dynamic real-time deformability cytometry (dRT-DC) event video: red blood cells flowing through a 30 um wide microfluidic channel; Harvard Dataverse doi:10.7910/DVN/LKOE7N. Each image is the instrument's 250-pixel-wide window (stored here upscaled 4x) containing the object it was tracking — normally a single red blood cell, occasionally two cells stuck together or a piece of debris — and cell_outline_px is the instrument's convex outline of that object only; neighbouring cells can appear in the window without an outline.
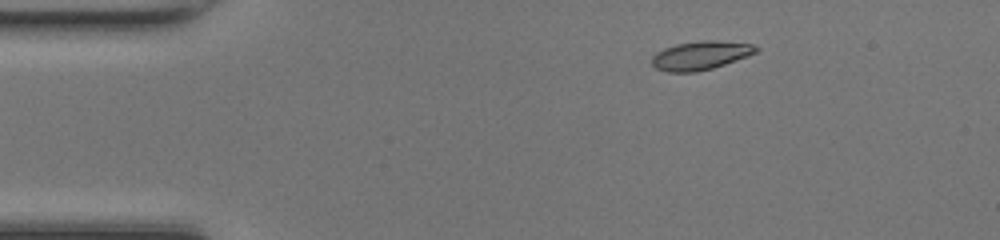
{"species": "common noctule bat (a hibernating species)", "species_latin": "Nyctalus noctula", "temperature_condition": "room temperature", "stored_images_in_passage": 42, "camera_frame_rate_fps": 3000, "um_per_image_px": 0.085, "animal": {"sex": "female", "body_mass_g": 17.0, "forearm_length_mm": 48.0}, "frame": {"image": 1, "passage_image": 1, "time_ms": 0.0, "image_size_px": [1000, 240], "cell_outline_px": [[760, 48], [756, 52], [748, 56], [712, 68], [696, 72], [668, 72], [656, 68], [652, 64], [652, 56], [656, 52], [664, 48], [676, 44], [700, 40], [716, 40], [752, 44]], "centroid_in_image_um": [59.54, 4.7], "position_along_channel_um": 25.5, "area_um2": 17.4}}
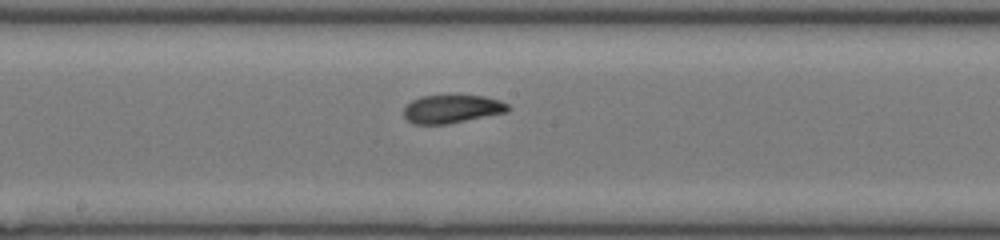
{"frame": {"image": 2, "passage_image": 19, "time_ms": 6.0, "image_size_px": [1000, 240], "cell_outline_px": [[512, 108], [508, 112], [448, 124], [412, 124], [404, 116], [404, 108], [412, 100], [420, 96], [484, 96], [500, 100], [508, 104]], "centroid_in_image_um": [38.44, 9.27], "position_along_channel_um": 209.8, "area_um2": 17.17}}
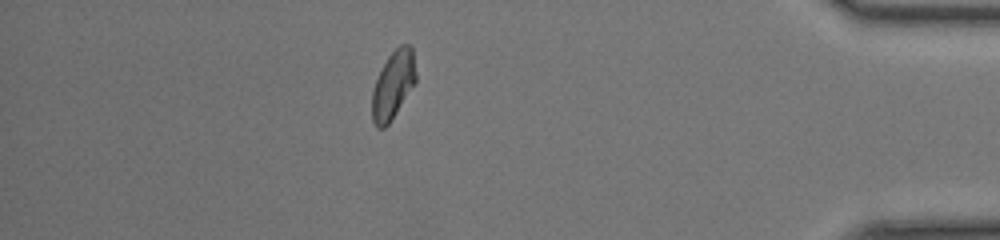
{"frame": {"image": 3, "passage_image": 36, "time_ms": 11.667, "image_size_px": [1000, 240], "cell_outline_px": [[416, 80], [396, 112], [388, 124], [384, 128], [376, 128], [372, 120], [372, 92], [376, 80], [388, 56], [400, 44], [408, 44], [412, 48], [416, 72]], "centroid_in_image_um": [33.4, 7.21], "position_along_channel_um": 401.8, "area_um2": 16.99}, "authors_computed_cell_mechanics": {"area_um2": 17.3978, "velocity_mm_per_s": 4.2163, "shape_relaxation_time_tau1_ms": 4.4591, "shape_relaxation_time_tau2_ms": 1.416, "deformation_change_tau1": 0.1692, "deformation_change_tau2": 0.062}}